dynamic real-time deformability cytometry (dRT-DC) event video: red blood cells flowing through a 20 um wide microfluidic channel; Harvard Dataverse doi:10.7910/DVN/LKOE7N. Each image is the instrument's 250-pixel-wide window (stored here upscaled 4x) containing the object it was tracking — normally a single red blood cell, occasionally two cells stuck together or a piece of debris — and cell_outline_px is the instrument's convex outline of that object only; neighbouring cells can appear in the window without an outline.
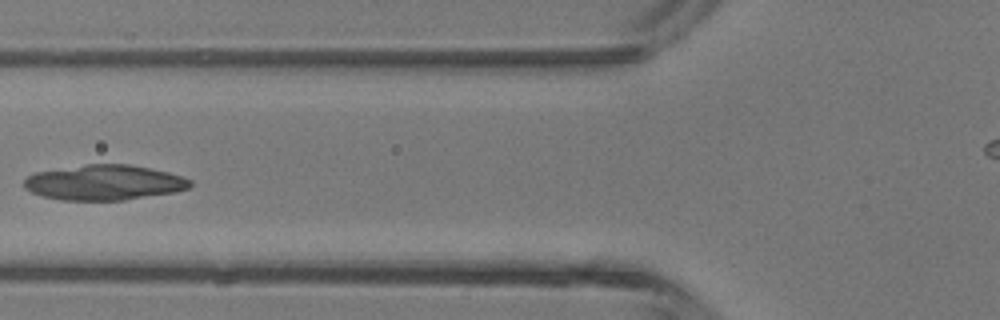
{"species": "common noctule bat (a hibernating species)", "species_latin": "Nyctalus noctula", "temperature_condition": "room temperature", "stored_images_in_passage": 5, "camera_frame_rate_fps": 3000, "um_per_image_px": 0.085, "animal": {"sex": "male", "body_mass_g": 13.3}, "frame": {"image": 1, "passage_image": 5, "time_ms": 4.667, "image_size_px": [1000, 320], "cell_outline_px": [[192, 184], [188, 188], [176, 192], [124, 200], [60, 200], [40, 196], [24, 188], [24, 180], [28, 176], [36, 172], [88, 164], [128, 164], [168, 172], [184, 176], [192, 180]], "centroid_in_image_um": [8.87, 15.52], "position_along_channel_um": 116.9, "area_um2": 34.1}}